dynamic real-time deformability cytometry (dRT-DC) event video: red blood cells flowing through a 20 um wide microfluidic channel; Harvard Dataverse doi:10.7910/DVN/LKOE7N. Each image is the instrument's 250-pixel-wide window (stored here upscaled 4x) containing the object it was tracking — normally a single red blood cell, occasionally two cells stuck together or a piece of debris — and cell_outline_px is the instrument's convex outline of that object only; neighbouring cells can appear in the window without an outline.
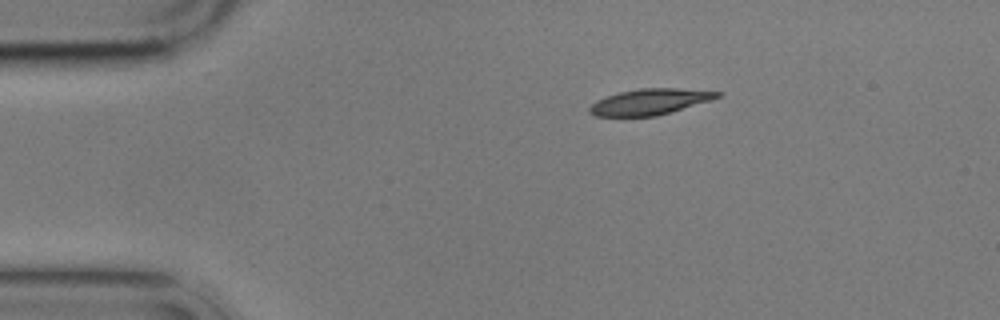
{"species": "common noctule bat (a hibernating species)", "species_latin": "Nyctalus noctula", "temperature_condition": "cold", "stored_images_in_passage": 9, "camera_frame_rate_fps": 3000, "um_per_image_px": 0.085, "animal": {"sex": "male", "body_mass_g": 17.9}, "frame": {"image": 1, "passage_image": 1, "time_ms": 0.0, "image_size_px": [1000, 320], "cell_outline_px": [[724, 92], [720, 96], [708, 100], [656, 116], [596, 116], [588, 112], [588, 108], [596, 100], [620, 92], [640, 88], [676, 88]], "centroid_in_image_um": [55.18, 8.64], "position_along_channel_um": 29.8, "area_um2": 18.9}}
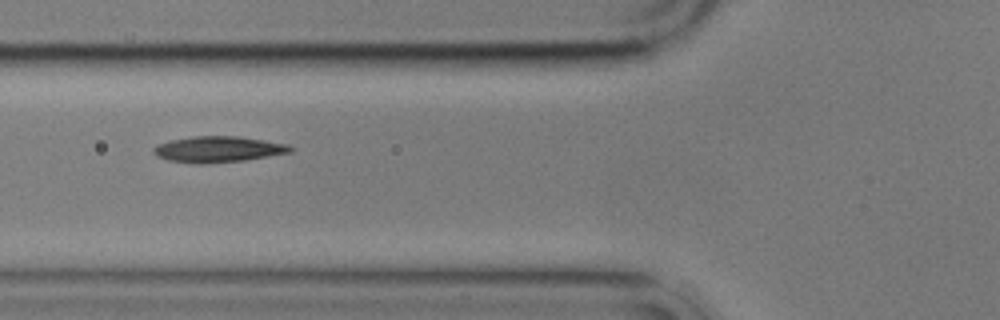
{"frame": {"image": 2, "passage_image": 4, "time_ms": 3.667, "image_size_px": [1000, 320], "cell_outline_px": [[296, 148], [292, 152], [244, 160], [200, 164], [196, 164], [168, 160], [156, 156], [152, 152], [152, 148], [156, 144], [172, 140], [192, 136], [236, 136], [264, 140], [288, 144]], "centroid_in_image_um": [18.53, 12.69], "position_along_channel_um": 107.3, "area_um2": 20.81}}
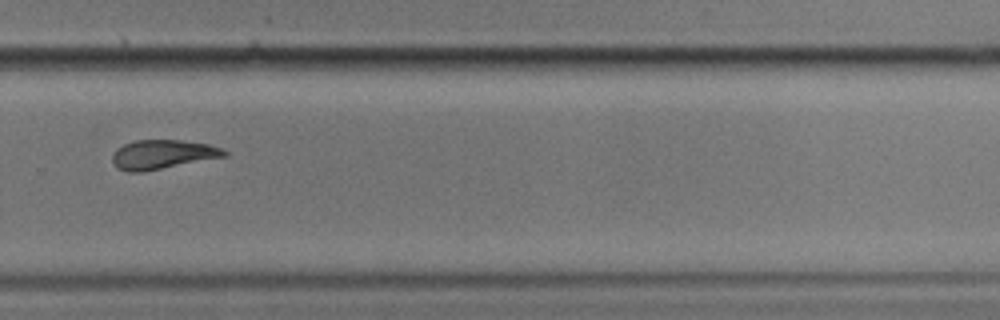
{"frame": {"image": 3, "passage_image": 9, "time_ms": 9.667, "image_size_px": [1000, 320], "cell_outline_px": [[228, 156], [144, 172], [128, 172], [116, 168], [112, 160], [112, 156], [116, 148], [124, 144], [136, 140], [180, 140], [208, 144], [224, 148], [228, 152]], "centroid_in_image_um": [13.83, 13.13], "position_along_channel_um": 316.0, "area_um2": 19.31}}